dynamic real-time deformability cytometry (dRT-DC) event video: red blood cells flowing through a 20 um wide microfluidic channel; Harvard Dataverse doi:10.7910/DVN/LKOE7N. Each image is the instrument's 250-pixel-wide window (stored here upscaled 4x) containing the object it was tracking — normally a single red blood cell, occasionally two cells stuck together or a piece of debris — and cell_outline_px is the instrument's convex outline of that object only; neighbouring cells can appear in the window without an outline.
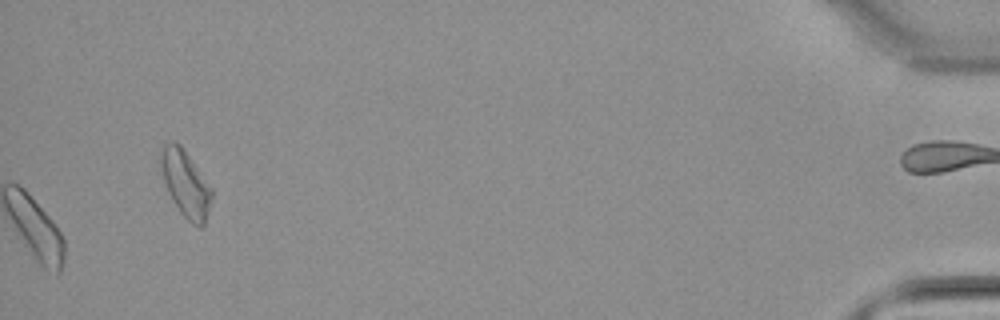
{"species": "common noctule bat (a hibernating species)", "species_latin": "Nyctalus noctula", "temperature_condition": "warm", "stored_images_in_passage": 38, "camera_frame_rate_fps": 3000, "um_per_image_px": 0.085, "animal": {"sex": "male", "body_mass_g": 21.5, "forearm_length_mm": 52.0}, "frame": {"image": 1, "passage_image": 38, "time_ms": 12.333, "image_size_px": [1000, 320], "cell_outline_px": [[212, 196], [204, 228], [200, 228], [192, 224], [180, 212], [172, 200], [168, 192], [160, 168], [160, 148], [164, 144], [172, 140], [176, 140], [180, 144], [212, 188]], "centroid_in_image_um": [15.76, 15.6], "position_along_channel_um": 419.4, "area_um2": 19.83}}